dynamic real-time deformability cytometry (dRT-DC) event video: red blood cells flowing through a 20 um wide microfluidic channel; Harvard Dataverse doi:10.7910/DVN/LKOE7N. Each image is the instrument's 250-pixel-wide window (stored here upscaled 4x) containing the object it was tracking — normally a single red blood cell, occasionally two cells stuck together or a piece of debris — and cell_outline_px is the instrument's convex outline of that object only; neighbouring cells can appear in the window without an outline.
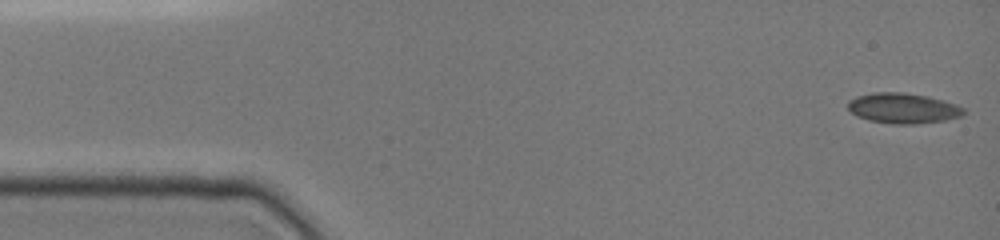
{"species": "common noctule bat (a hibernating species)", "species_latin": "Nyctalus noctula", "temperature_condition": "cold", "stored_images_in_passage": 18, "camera_frame_rate_fps": 3000, "um_per_image_px": 0.085, "animal": {"sex": "female", "body_mass_g": 19.0, "forearm_length_mm": 51.5}, "frame": {"image": 1, "passage_image": 1, "time_ms": 0.0, "image_size_px": [1000, 240], "cell_outline_px": [[964, 116], [944, 120], [916, 124], [892, 124], [868, 120], [856, 116], [848, 108], [848, 100], [856, 96], [872, 92], [904, 92], [928, 96], [944, 100], [956, 104], [964, 108]], "centroid_in_image_um": [76.75, 9.19], "position_along_channel_um": 8.2, "area_um2": 20.69}}
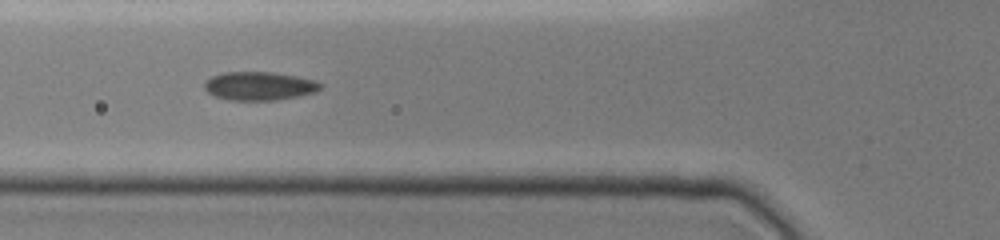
{"frame": {"image": 2, "passage_image": 11, "time_ms": 5.333, "image_size_px": [1000, 240], "cell_outline_px": [[324, 84], [316, 92], [276, 100], [228, 100], [216, 96], [208, 92], [204, 88], [204, 84], [212, 76], [224, 72], [272, 72], [296, 76], [316, 80]], "centroid_in_image_um": [22.06, 7.3], "position_along_channel_um": 103.7, "area_um2": 19.19}}
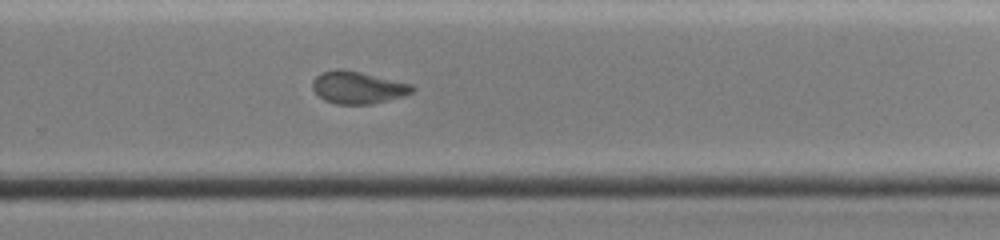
{"frame": {"image": 3, "passage_image": 18, "time_ms": 10.333, "image_size_px": [1000, 240], "cell_outline_px": [[416, 88], [412, 92], [404, 96], [372, 104], [336, 104], [324, 100], [312, 88], [312, 80], [320, 72], [336, 68], [340, 68], [360, 72], [412, 84]], "centroid_in_image_um": [30.4, 7.43], "position_along_channel_um": 299.4, "area_um2": 18.84}}